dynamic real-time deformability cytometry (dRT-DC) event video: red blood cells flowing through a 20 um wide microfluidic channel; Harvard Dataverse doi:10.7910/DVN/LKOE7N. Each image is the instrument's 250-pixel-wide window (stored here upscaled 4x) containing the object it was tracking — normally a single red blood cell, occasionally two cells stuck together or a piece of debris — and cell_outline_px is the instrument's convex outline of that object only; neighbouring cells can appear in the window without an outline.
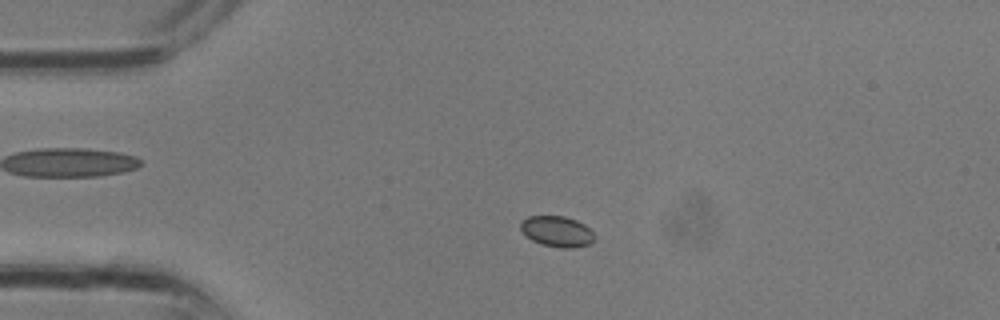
{"species": "common noctule bat (a hibernating species)", "species_latin": "Nyctalus noctula", "temperature_condition": "room temperature", "stored_images_in_passage": 30, "camera_frame_rate_fps": 3000, "um_per_image_px": 0.085, "animal": {"sex": "male", "body_mass_g": 13.3}, "frame": {"image": 1, "passage_image": 6, "time_ms": 1.667, "image_size_px": [1000, 320], "cell_outline_px": [[596, 236], [588, 244], [572, 248], [560, 248], [544, 244], [532, 240], [520, 228], [520, 220], [528, 216], [564, 216], [576, 220], [584, 224]], "centroid_in_image_um": [47.33, 19.65], "position_along_channel_um": 37.7, "area_um2": 13.06}}
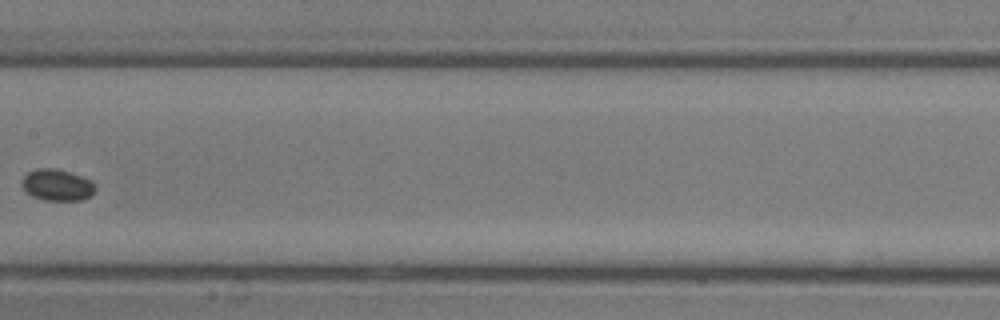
{"frame": {"image": 2, "passage_image": 15, "time_ms": 4.667, "image_size_px": [1000, 320], "cell_outline_px": [[96, 188], [92, 196], [80, 200], [44, 200], [32, 196], [20, 184], [24, 176], [28, 172], [36, 168], [56, 168], [92, 180]], "centroid_in_image_um": [4.86, 15.72], "position_along_channel_um": 202.5, "area_um2": 13.47}}
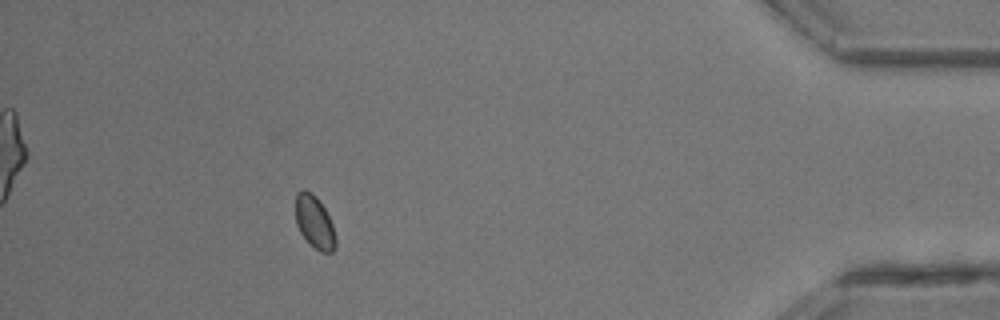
{"frame": {"image": 3, "passage_image": 27, "time_ms": 8.667, "image_size_px": [1000, 320], "cell_outline_px": [[336, 248], [332, 252], [320, 252], [300, 232], [296, 224], [296, 192], [304, 188], [312, 192], [324, 208], [332, 224], [336, 240]], "centroid_in_image_um": [26.73, 18.85], "position_along_channel_um": 408.5, "area_um2": 12.14}}